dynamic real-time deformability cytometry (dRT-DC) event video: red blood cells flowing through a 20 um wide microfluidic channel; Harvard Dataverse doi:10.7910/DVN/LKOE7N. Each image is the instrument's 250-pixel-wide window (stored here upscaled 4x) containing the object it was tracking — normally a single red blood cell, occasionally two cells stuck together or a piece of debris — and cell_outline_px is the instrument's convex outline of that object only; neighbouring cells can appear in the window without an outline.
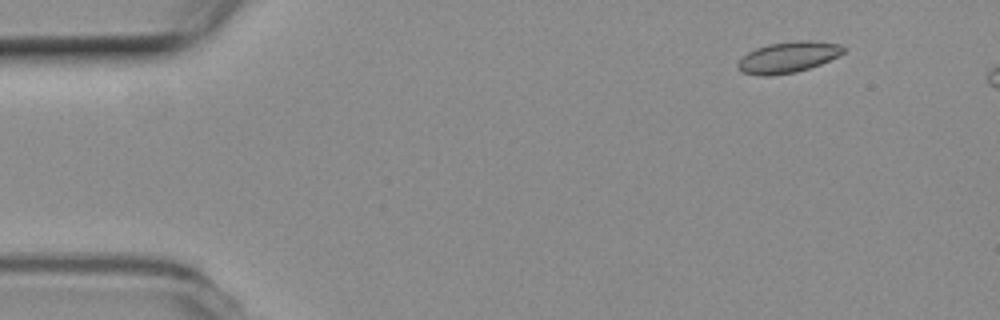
{"species": "common noctule bat (a hibernating species)", "species_latin": "Nyctalus noctula", "temperature_condition": "room temperature", "stored_images_in_passage": 51, "camera_frame_rate_fps": 3000, "um_per_image_px": 0.085, "animal": {"sex": "female", "body_mass_g": 19.3, "forearm_length_mm": 54.1}, "frame": {"image": 1, "passage_image": 6, "time_ms": 1.667, "image_size_px": [1000, 320], "cell_outline_px": [[844, 52], [820, 64], [796, 72], [768, 76], [760, 76], [740, 72], [736, 68], [736, 64], [748, 52], [756, 48], [768, 44], [796, 40], [808, 40], [840, 44], [844, 48]], "centroid_in_image_um": [66.93, 4.87], "position_along_channel_um": 18.1, "area_um2": 19.02}}
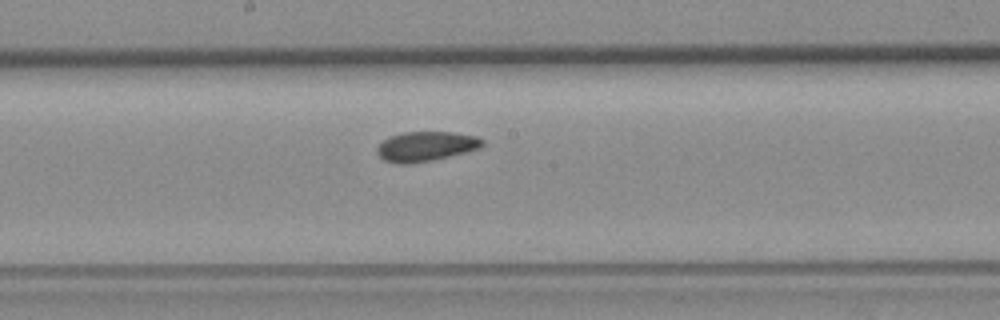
{"frame": {"image": 2, "passage_image": 29, "time_ms": 9.333, "image_size_px": [1000, 320], "cell_outline_px": [[484, 144], [480, 148], [432, 160], [412, 164], [400, 164], [384, 160], [376, 152], [376, 148], [388, 136], [404, 132], [452, 132], [476, 136], [484, 140]], "centroid_in_image_um": [36.18, 12.44], "position_along_channel_um": 212.0, "area_um2": 18.21}}
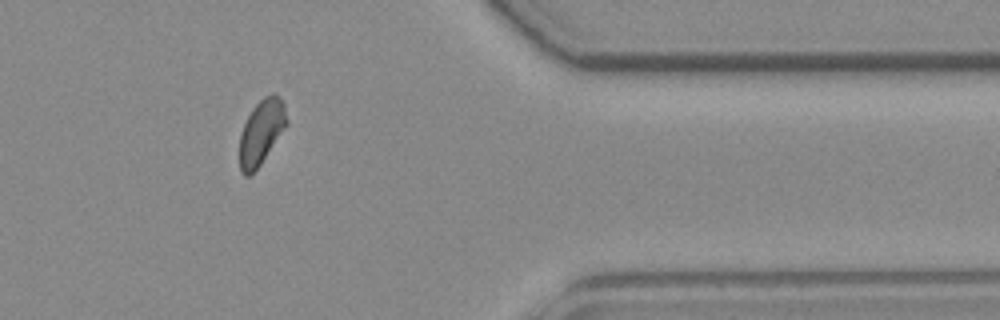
{"frame": {"image": 3, "passage_image": 45, "time_ms": 14.667, "image_size_px": [1000, 320], "cell_outline_px": [[288, 124], [260, 164], [248, 176], [244, 176], [240, 172], [240, 136], [244, 124], [252, 108], [264, 96], [272, 92], [284, 104], [288, 120]], "centroid_in_image_um": [22.22, 11.21], "position_along_channel_um": 389.2, "area_um2": 17.51}}